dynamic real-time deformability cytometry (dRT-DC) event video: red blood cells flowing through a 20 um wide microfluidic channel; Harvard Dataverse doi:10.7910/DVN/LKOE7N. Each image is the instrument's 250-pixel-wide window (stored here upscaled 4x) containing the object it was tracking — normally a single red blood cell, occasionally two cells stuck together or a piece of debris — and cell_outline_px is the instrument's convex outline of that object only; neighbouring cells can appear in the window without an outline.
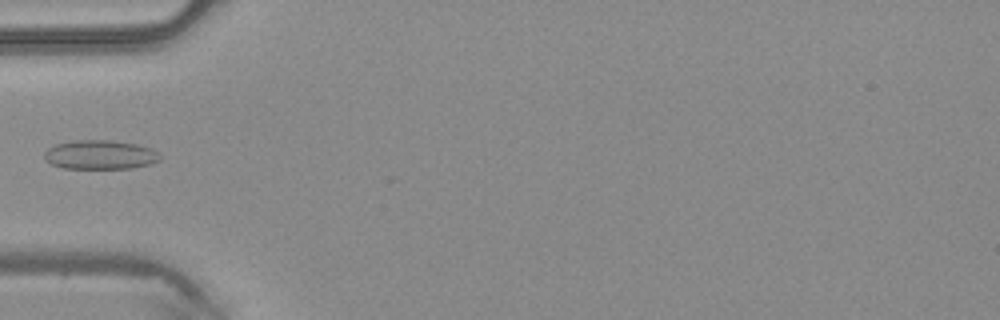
{"species": "common noctule bat (a hibernating species)", "species_latin": "Nyctalus noctula", "temperature_condition": "warm", "stored_images_in_passage": 23, "camera_frame_rate_fps": 3000, "um_per_image_px": 0.085, "animal": {"sex": "male", "body_mass_g": 20.4}, "frame": {"image": 1, "passage_image": 1, "time_ms": 0.0, "image_size_px": [1000, 320], "cell_outline_px": [[160, 160], [148, 164], [132, 168], [64, 168], [52, 164], [44, 160], [44, 152], [48, 148], [56, 144], [72, 140], [108, 140], [136, 144], [160, 152]], "centroid_in_image_um": [8.48, 13.15], "position_along_channel_um": 76.5, "area_um2": 19.54}}